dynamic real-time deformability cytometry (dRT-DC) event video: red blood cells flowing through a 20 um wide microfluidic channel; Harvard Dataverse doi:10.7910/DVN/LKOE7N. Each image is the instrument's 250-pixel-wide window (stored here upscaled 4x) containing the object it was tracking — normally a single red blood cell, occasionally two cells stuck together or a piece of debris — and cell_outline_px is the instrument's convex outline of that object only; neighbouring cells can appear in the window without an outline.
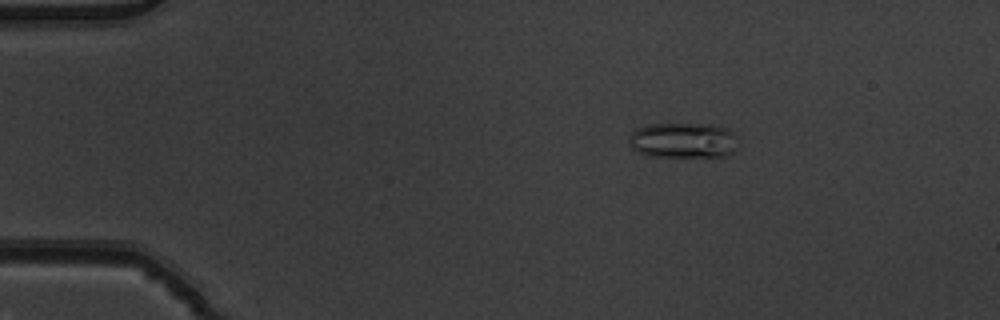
{"species": "common noctule bat (a hibernating species)", "species_latin": "Nyctalus noctula", "temperature_condition": "warm", "stored_images_in_passage": 5, "camera_frame_rate_fps": 3000, "um_per_image_px": 0.085, "animal": {"sex": "male", "body_mass_g": 19.5, "forearm_length_mm": 54.6}, "frame": {"image": 1, "passage_image": 3, "time_ms": 0.667, "image_size_px": [1000, 320], "cell_outline_px": [[740, 136], [732, 152], [728, 156], [648, 156], [636, 152], [628, 144], [628, 136], [636, 128], [648, 124], [716, 124], [728, 128]], "centroid_in_image_um": [58.07, 11.91], "position_along_channel_um": 26.9, "area_um2": 23.0}}